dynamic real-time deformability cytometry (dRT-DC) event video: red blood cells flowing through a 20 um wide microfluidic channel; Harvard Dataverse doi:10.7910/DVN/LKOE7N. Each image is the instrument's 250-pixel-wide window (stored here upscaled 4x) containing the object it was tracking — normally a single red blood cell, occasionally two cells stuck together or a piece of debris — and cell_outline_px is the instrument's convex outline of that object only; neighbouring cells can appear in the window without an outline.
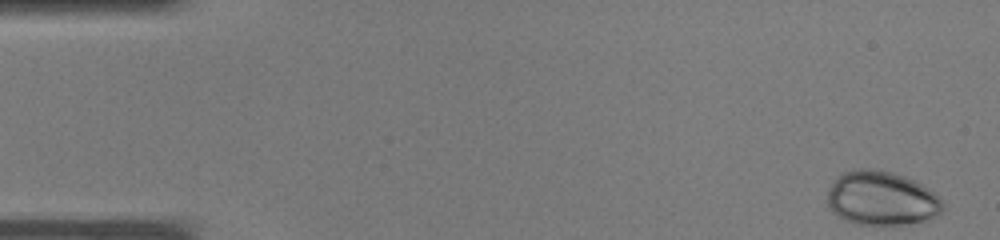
{"species": "common noctule bat (a hibernating species)", "species_latin": "Nyctalus noctula", "temperature_condition": "warm", "stored_images_in_passage": 37, "camera_frame_rate_fps": 3000, "um_per_image_px": 0.085, "animal": {"sex": "male", "body_mass_g": 19.0, "forearm_length_mm": 50.8}, "frame": {"image": 1, "passage_image": 1, "time_ms": 0.0, "image_size_px": [1000, 240], "cell_outline_px": [[944, 208], [940, 212], [920, 220], [900, 224], [856, 224], [844, 220], [836, 216], [828, 208], [828, 192], [836, 176], [844, 172], [860, 168], [876, 168], [892, 172], [904, 176], [928, 188], [940, 200]], "centroid_in_image_um": [74.84, 16.83], "position_along_channel_um": 10.2, "area_um2": 35.89}}
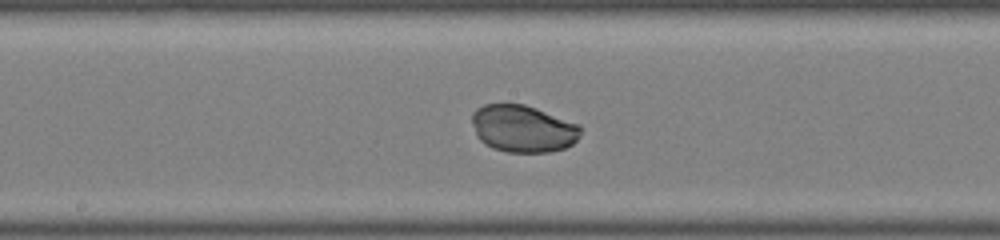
{"frame": {"image": 2, "passage_image": 19, "time_ms": 6.0, "image_size_px": [1000, 240], "cell_outline_px": [[580, 136], [572, 144], [564, 148], [548, 152], [508, 152], [492, 148], [484, 144], [476, 136], [472, 124], [472, 112], [476, 108], [484, 104], [524, 104], [536, 108], [580, 124]], "centroid_in_image_um": [44.43, 10.93], "position_along_channel_um": 203.8, "area_um2": 30.0}}
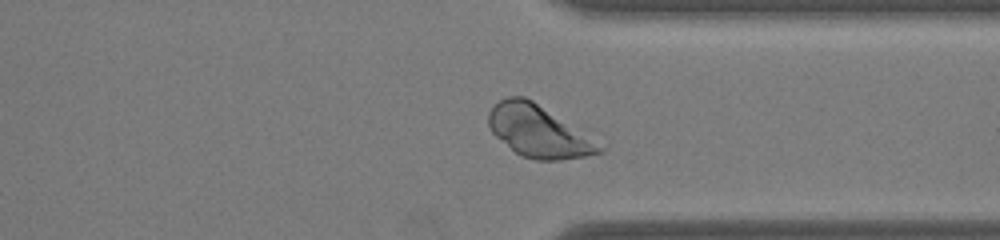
{"frame": {"image": 3, "passage_image": 28, "time_ms": 9.0, "image_size_px": [1000, 240], "cell_outline_px": [[608, 144], [600, 152], [584, 156], [560, 160], [536, 160], [520, 156], [496, 136], [492, 132], [488, 124], [488, 112], [500, 100], [508, 96], [524, 96], [588, 128]], "centroid_in_image_um": [45.97, 11.14], "position_along_channel_um": 365.4, "area_um2": 35.26}}